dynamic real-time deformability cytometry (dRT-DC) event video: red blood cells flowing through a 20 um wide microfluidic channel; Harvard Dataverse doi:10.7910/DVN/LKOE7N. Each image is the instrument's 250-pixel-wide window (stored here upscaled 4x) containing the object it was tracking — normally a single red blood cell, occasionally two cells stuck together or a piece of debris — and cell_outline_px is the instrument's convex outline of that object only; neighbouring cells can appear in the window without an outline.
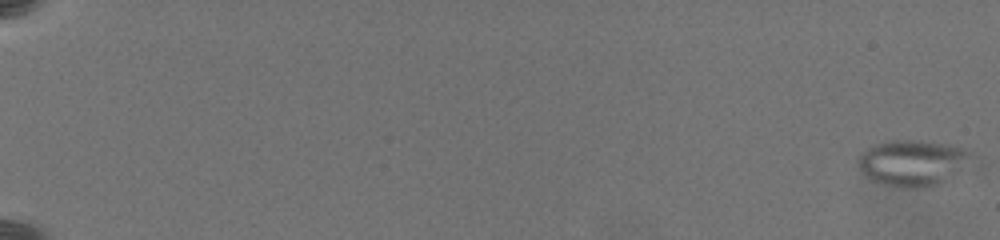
{"species": "common noctule bat (a hibernating species)", "species_latin": "Nyctalus noctula", "temperature_condition": "warm", "stored_images_in_passage": 46, "camera_frame_rate_fps": 3000, "um_per_image_px": 0.085, "animal": {"sex": "female", "body_mass_g": 19.5, "forearm_length_mm": 54.1}, "frame": {"image": 1, "passage_image": 1, "time_ms": 0.0, "image_size_px": [1000, 240], "cell_outline_px": [[976, 156], [944, 180], [928, 188], [908, 188], [884, 184], [868, 180], [860, 176], [856, 164], [856, 160], [860, 152], [876, 144], [892, 140], [912, 140], [948, 144], [972, 152]], "centroid_in_image_um": [77.44, 13.85], "position_along_channel_um": 7.6, "area_um2": 30.46}}
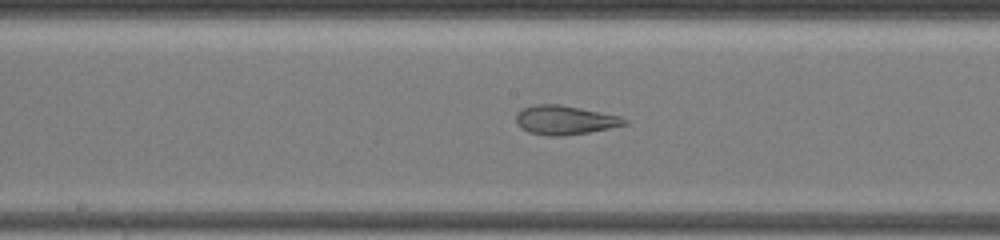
{"frame": {"image": 2, "passage_image": 34, "time_ms": 12.0, "image_size_px": [1000, 240], "cell_outline_px": [[628, 124], [612, 128], [564, 136], [544, 136], [528, 132], [520, 128], [516, 124], [516, 112], [524, 108], [536, 104], [560, 104], [620, 116], [628, 120]], "centroid_in_image_um": [47.99, 10.22], "position_along_channel_um": 200.2, "area_um2": 18.55}}
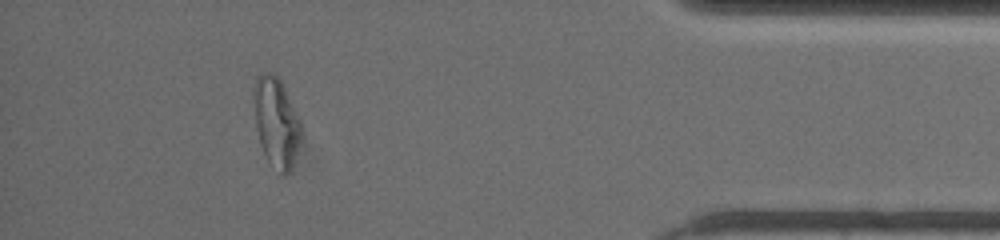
{"frame": {"image": 3, "passage_image": 44, "time_ms": 19.0, "image_size_px": [1000, 240], "cell_outline_px": [[304, 128], [292, 164], [288, 172], [284, 176], [268, 160], [260, 144], [256, 124], [256, 80], [260, 76], [268, 72], [276, 76], [280, 80], [300, 116]], "centroid_in_image_um": [23.56, 10.42], "position_along_channel_um": 411.6, "area_um2": 23.87}, "authors_computed_cell_mechanics": {"area_um2": 29.2757, "velocity_mm_per_s": 3.5731, "shape_relaxation_time_tau1_ms": null, "shape_relaxation_time_tau2_ms": 1.9993, "deformation_change_tau1": null, "deformation_change_tau2": 0.1009}}